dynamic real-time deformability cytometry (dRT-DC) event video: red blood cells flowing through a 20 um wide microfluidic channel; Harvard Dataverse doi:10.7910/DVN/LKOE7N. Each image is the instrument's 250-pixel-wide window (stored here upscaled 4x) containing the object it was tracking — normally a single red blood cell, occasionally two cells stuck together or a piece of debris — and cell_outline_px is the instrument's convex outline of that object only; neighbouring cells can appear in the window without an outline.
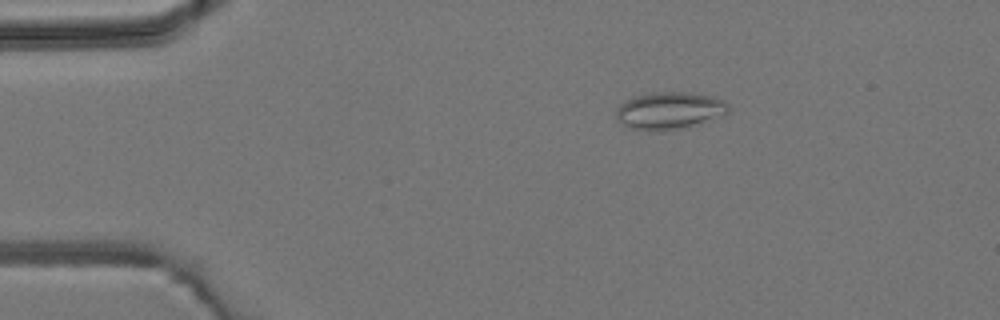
{"species": "common noctule bat (a hibernating species)", "species_latin": "Nyctalus noctula", "temperature_condition": "room temperature", "stored_images_in_passage": 3, "camera_frame_rate_fps": 3000, "um_per_image_px": 0.085, "animal": {"sex": "male", "body_mass_g": 19.2, "forearm_length_mm": 51.8}, "frame": {"image": 1, "passage_image": 2, "time_ms": 1.0, "image_size_px": [1000, 320], "cell_outline_px": [[728, 112], [724, 116], [680, 128], [628, 128], [616, 120], [616, 108], [620, 104], [636, 96], [652, 92], [688, 92], [712, 96], [724, 100], [728, 104]], "centroid_in_image_um": [56.92, 9.36], "position_along_channel_um": 28.1, "area_um2": 23.76}}